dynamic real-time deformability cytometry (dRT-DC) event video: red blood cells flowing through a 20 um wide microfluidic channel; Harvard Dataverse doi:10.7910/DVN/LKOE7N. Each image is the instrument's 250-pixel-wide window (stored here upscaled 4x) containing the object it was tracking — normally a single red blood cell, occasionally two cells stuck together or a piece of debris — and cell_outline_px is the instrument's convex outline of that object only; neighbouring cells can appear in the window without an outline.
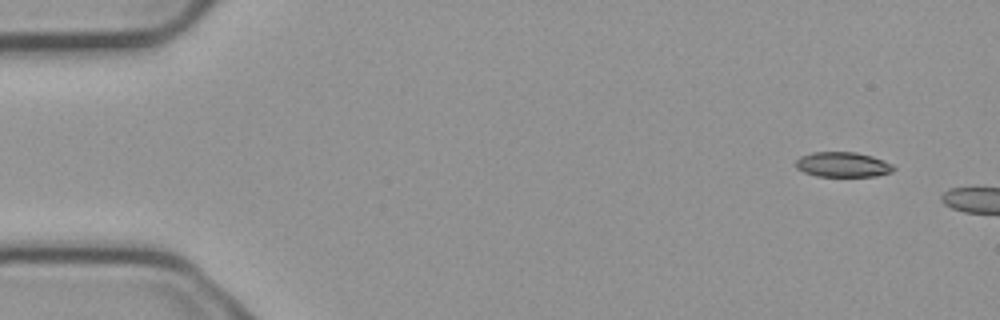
{"species": "common noctule bat (a hibernating species)", "species_latin": "Nyctalus noctula", "temperature_condition": "cold", "stored_images_in_passage": 2, "camera_frame_rate_fps": 3000, "um_per_image_px": 0.085, "animal": {"sex": "male", "body_mass_g": 23.1, "forearm_length_mm": 52.7}, "frame": {"image": 1, "passage_image": 1, "time_ms": 0.0, "image_size_px": [1000, 320], "cell_outline_px": [[896, 168], [892, 172], [876, 176], [816, 176], [804, 172], [796, 168], [796, 160], [800, 156], [812, 152], [856, 152], [872, 156], [884, 160], [892, 164]], "centroid_in_image_um": [71.64, 13.98], "position_along_channel_um": 13.4, "area_um2": 14.33}}